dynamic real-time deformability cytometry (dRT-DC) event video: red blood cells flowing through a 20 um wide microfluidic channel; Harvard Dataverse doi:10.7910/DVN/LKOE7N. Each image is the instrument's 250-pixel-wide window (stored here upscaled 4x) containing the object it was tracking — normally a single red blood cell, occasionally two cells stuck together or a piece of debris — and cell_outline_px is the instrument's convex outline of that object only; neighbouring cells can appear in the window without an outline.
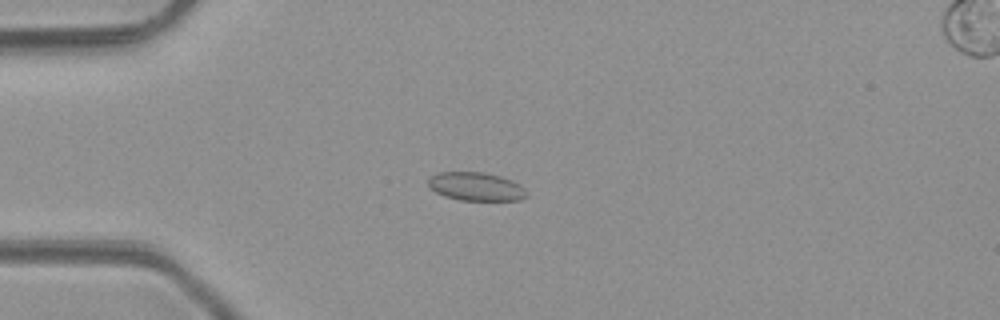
{"species": "common noctule bat (a hibernating species)", "species_latin": "Nyctalus noctula", "temperature_condition": "room temperature", "stored_images_in_passage": 3, "camera_frame_rate_fps": 3000, "um_per_image_px": 0.085, "animal": {"sex": "male", "body_mass_g": 23.1, "forearm_length_mm": 52.7}, "frame": {"image": 1, "passage_image": 3, "time_ms": 2.333, "image_size_px": [1000, 320], "cell_outline_px": [[528, 196], [520, 200], [460, 200], [444, 196], [436, 192], [428, 184], [428, 180], [432, 176], [440, 172], [484, 172], [500, 176], [512, 180], [520, 184], [528, 192]], "centroid_in_image_um": [40.51, 15.86], "position_along_channel_um": 44.5, "area_um2": 16.3}}